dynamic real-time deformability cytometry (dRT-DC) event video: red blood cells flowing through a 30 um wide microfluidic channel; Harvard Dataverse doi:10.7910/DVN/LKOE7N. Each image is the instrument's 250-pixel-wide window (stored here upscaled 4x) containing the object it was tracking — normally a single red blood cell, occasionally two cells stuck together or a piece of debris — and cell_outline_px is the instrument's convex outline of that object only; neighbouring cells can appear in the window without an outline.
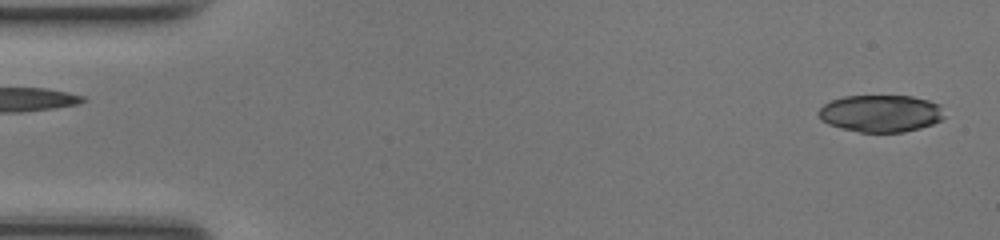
{"species": "common noctule bat (a hibernating species)", "species_latin": "Nyctalus noctula", "temperature_condition": "room temperature", "stored_images_in_passage": 47, "camera_frame_rate_fps": 3000, "um_per_image_px": 0.085, "animal": {"sex": "female", "body_mass_g": 17.0, "forearm_length_mm": 48.0}, "frame": {"image": 1, "passage_image": 1, "time_ms": 0.0, "image_size_px": [1000, 240], "cell_outline_px": [[944, 116], [940, 120], [932, 124], [920, 128], [904, 132], [860, 132], [840, 128], [828, 124], [820, 120], [816, 112], [824, 104], [832, 100], [844, 96], [912, 96], [928, 100], [940, 104]], "centroid_in_image_um": [74.83, 9.64], "position_along_channel_um": 10.2, "area_um2": 27.34}}
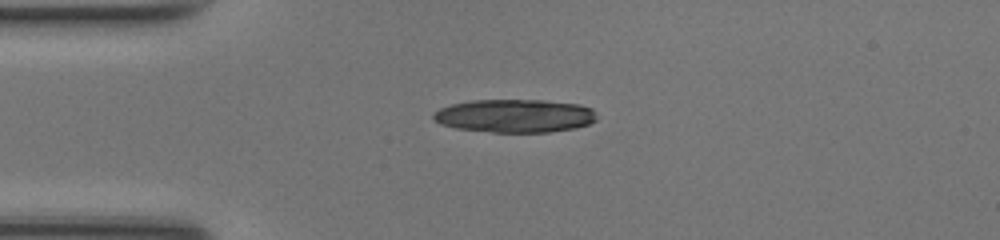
{"frame": {"image": 2, "passage_image": 11, "time_ms": 3.333, "image_size_px": [1000, 240], "cell_outline_px": [[596, 120], [588, 124], [576, 128], [548, 132], [492, 132], [456, 128], [440, 124], [432, 120], [432, 112], [440, 108], [452, 104], [472, 100], [544, 100], [580, 104], [592, 108], [596, 116]], "centroid_in_image_um": [43.73, 9.84], "position_along_channel_um": 41.3, "area_um2": 31.85}}